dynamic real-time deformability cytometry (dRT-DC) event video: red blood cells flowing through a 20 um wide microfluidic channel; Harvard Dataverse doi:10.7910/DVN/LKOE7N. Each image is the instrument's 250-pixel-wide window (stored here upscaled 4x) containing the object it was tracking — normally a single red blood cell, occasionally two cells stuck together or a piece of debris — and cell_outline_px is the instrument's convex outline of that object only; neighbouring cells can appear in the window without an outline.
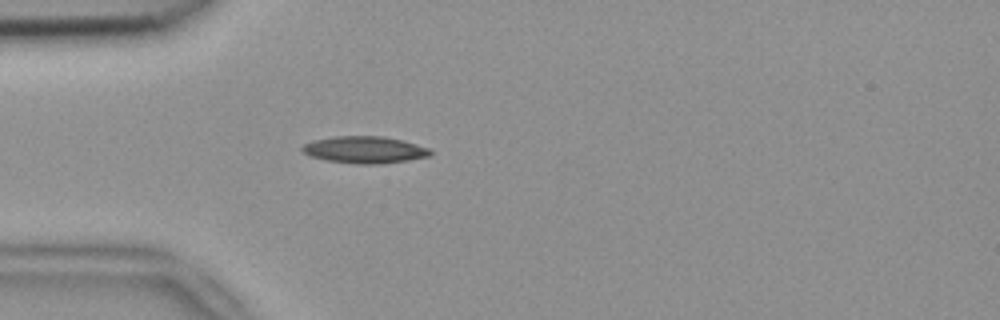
{"species": "common noctule bat (a hibernating species)", "species_latin": "Nyctalus noctula", "temperature_condition": "room temperature", "stored_images_in_passage": 40, "camera_frame_rate_fps": 3000, "um_per_image_px": 0.085, "animal": {"sex": "female", "body_mass_g": 18.4}, "frame": {"image": 1, "passage_image": 2, "time_ms": 0.333, "image_size_px": [1000, 320], "cell_outline_px": [[432, 152], [428, 156], [408, 160], [380, 164], [360, 164], [328, 160], [312, 156], [304, 152], [300, 148], [304, 144], [312, 140], [336, 136], [384, 136], [416, 144], [428, 148]], "centroid_in_image_um": [30.98, 12.72], "position_along_channel_um": 54.0, "area_um2": 19.83}}
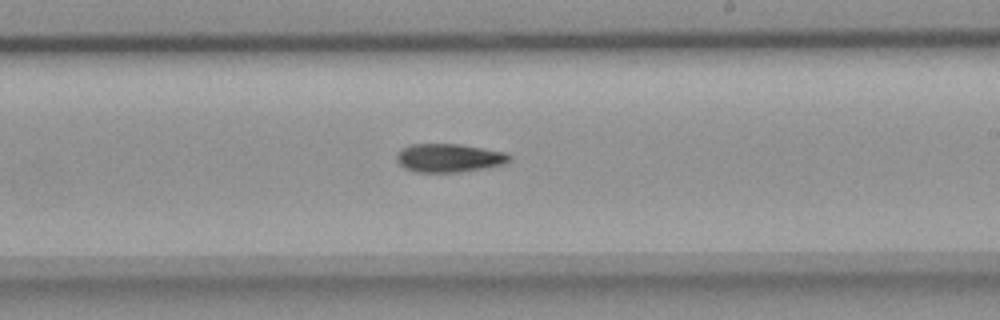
{"frame": {"image": 2, "passage_image": 18, "time_ms": 5.667, "image_size_px": [1000, 320], "cell_outline_px": [[512, 160], [504, 164], [484, 168], [456, 172], [416, 172], [404, 168], [396, 160], [396, 156], [400, 148], [412, 144], [460, 144], [484, 148], [504, 152], [512, 156]], "centroid_in_image_um": [38.16, 13.42], "position_along_channel_um": 250.8, "area_um2": 18.79}}
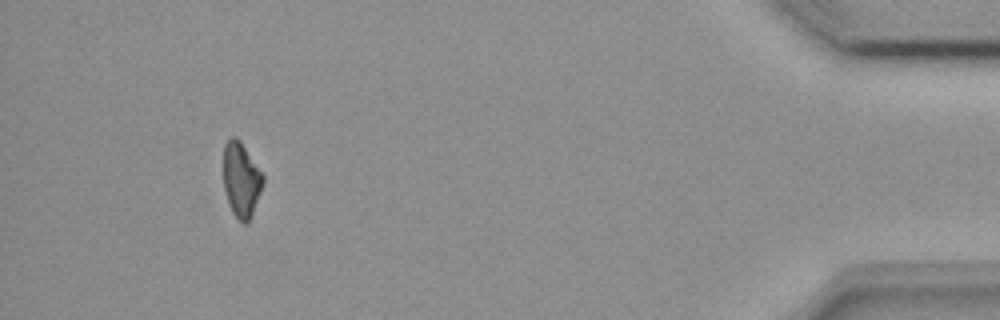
{"frame": {"image": 3, "passage_image": 36, "time_ms": 11.667, "image_size_px": [1000, 320], "cell_outline_px": [[264, 184], [252, 216], [244, 224], [232, 212], [224, 188], [224, 144], [232, 136], [236, 136], [240, 140], [264, 176]], "centroid_in_image_um": [20.52, 15.26], "position_along_channel_um": 414.7, "area_um2": 17.11}}